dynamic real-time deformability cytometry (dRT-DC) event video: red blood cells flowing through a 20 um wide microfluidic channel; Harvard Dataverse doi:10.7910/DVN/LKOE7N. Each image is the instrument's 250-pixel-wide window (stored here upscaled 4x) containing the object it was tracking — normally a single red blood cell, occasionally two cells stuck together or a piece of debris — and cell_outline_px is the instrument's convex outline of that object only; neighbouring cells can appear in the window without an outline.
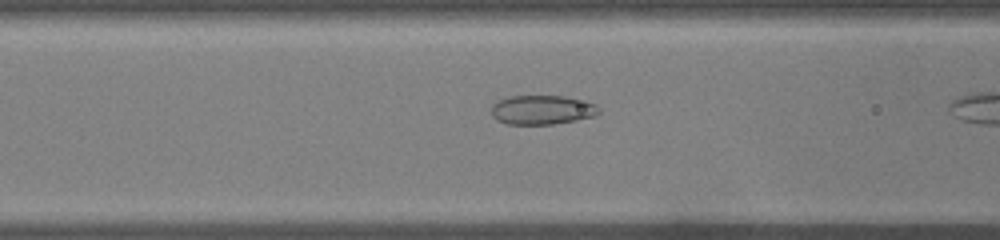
{"species": "common noctule bat (a hibernating species)", "species_latin": "Nyctalus noctula", "temperature_condition": "warm", "stored_images_in_passage": 14, "camera_frame_rate_fps": 3000, "um_per_image_px": 0.085, "animal": {"sex": "male", "body_mass_g": 19.0, "forearm_length_mm": 50.8}, "frame": {"image": 1, "passage_image": 12, "time_ms": 3.667, "image_size_px": [1000, 240], "cell_outline_px": [[600, 112], [596, 116], [576, 120], [552, 124], [508, 124], [496, 120], [492, 116], [492, 104], [496, 100], [508, 96], [564, 96], [596, 104], [600, 108]], "centroid_in_image_um": [46.06, 9.33], "position_along_channel_um": 120.5, "area_um2": 18.44}}